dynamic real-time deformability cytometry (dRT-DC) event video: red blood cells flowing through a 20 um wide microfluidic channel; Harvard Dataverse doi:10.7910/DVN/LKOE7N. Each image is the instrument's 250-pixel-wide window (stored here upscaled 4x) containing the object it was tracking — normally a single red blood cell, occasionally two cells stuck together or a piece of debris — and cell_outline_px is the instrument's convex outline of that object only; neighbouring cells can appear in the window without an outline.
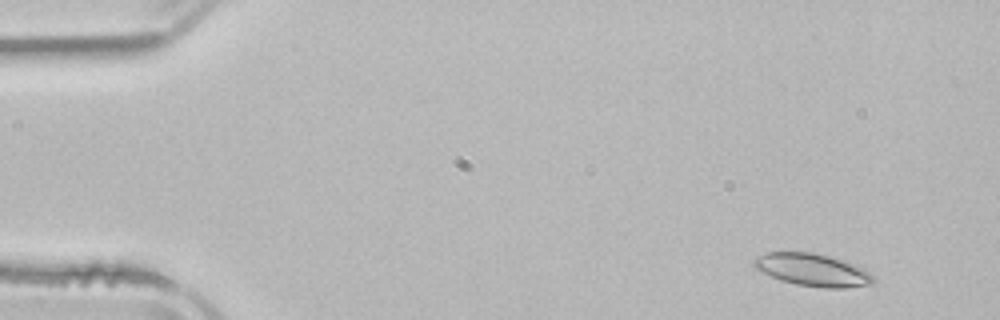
{"species": "common noctule bat (a hibernating species)", "species_latin": "Nyctalus noctula", "temperature_condition": "room temperature", "stored_images_in_passage": 3, "camera_frame_rate_fps": 3000, "um_per_image_px": 0.085, "animal": {"sex": "male", "body_mass_g": 21.5, "forearm_length_mm": 52.0}, "frame": {"image": 1, "passage_image": 1, "time_ms": 0.0, "image_size_px": [1000, 320], "cell_outline_px": [[876, 280], [872, 284], [844, 288], [824, 288], [796, 284], [780, 280], [760, 272], [752, 264], [752, 260], [756, 256], [768, 252], [812, 252], [828, 256], [864, 268], [876, 276]], "centroid_in_image_um": [69.06, 22.95], "position_along_channel_um": 15.9, "area_um2": 22.77}}
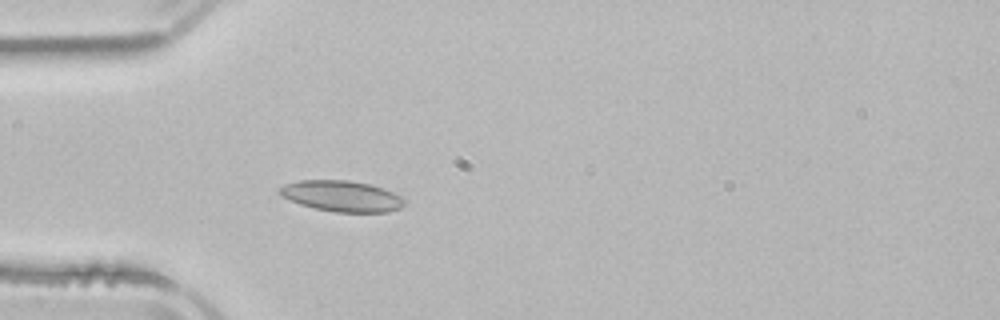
{"frame": {"image": 2, "passage_image": 3, "time_ms": 3.667, "image_size_px": [1000, 320], "cell_outline_px": [[404, 204], [400, 208], [388, 212], [336, 212], [316, 208], [300, 204], [280, 196], [276, 188], [284, 184], [300, 180], [348, 180], [372, 184], [392, 192], [400, 196], [404, 200]], "centroid_in_image_um": [29.01, 16.66], "position_along_channel_um": 56.0, "area_um2": 22.54}}